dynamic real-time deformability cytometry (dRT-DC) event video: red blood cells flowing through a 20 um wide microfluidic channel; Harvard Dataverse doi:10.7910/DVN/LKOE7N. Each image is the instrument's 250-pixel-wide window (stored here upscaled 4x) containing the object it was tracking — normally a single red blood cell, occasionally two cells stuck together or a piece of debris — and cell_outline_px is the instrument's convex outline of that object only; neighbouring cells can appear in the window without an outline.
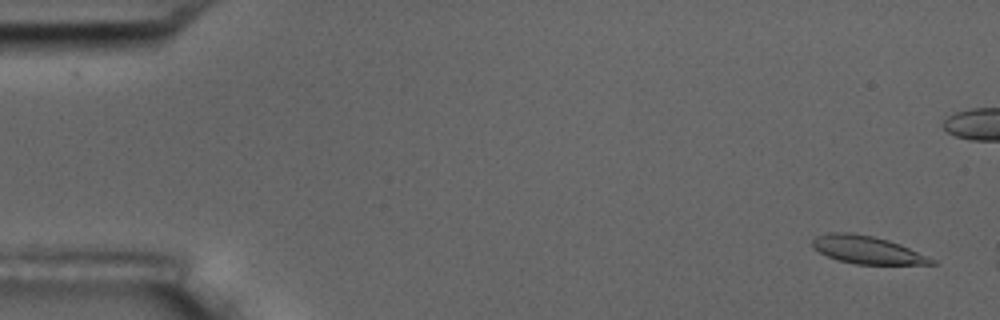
{"species": "common noctule bat (a hibernating species)", "species_latin": "Nyctalus noctula", "temperature_condition": "room temperature", "stored_images_in_passage": 3, "camera_frame_rate_fps": 3000, "um_per_image_px": 0.085, "animal": {"sex": "male", "body_mass_g": 17.5, "forearm_length_mm": 52.3}, "frame": {"image": 1, "passage_image": 1, "time_ms": 0.0, "image_size_px": [1000, 320], "cell_outline_px": [[936, 264], [856, 264], [836, 260], [812, 248], [812, 240], [816, 236], [828, 232], [852, 232], [872, 236], [888, 240], [900, 244], [928, 256], [936, 260]], "centroid_in_image_um": [73.68, 21.23], "position_along_channel_um": 11.3, "area_um2": 19.31}}